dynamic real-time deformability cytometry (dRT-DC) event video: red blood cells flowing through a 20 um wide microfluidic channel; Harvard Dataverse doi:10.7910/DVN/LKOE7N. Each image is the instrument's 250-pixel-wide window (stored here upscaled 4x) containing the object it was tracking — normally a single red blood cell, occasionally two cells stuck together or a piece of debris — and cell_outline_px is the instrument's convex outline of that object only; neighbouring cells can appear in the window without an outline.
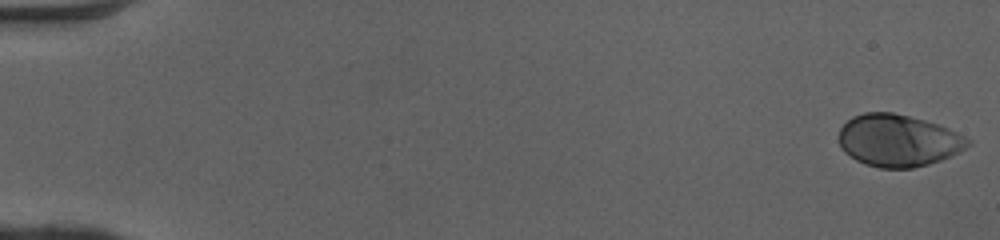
{"species": "human", "species_latin": "Homo sapiens", "temperature_condition": "cold", "stored_images_in_passage": 50, "camera_frame_rate_fps": 3000, "um_per_image_px": 0.085, "donor": {"sex": "female"}, "frame": {"image": 1, "passage_image": 1, "time_ms": 0.0, "image_size_px": [1000, 240], "cell_outline_px": [[972, 144], [940, 160], [928, 164], [912, 168], [880, 168], [856, 160], [844, 152], [840, 148], [840, 128], [852, 116], [864, 112], [892, 112], [940, 124], [972, 140]], "centroid_in_image_um": [76.34, 11.93], "position_along_channel_um": 8.7, "area_um2": 38.96}}
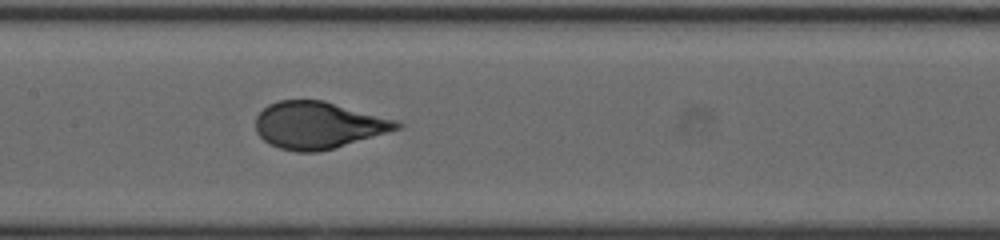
{"frame": {"image": 2, "passage_image": 26, "time_ms": 8.333, "image_size_px": [1000, 240], "cell_outline_px": [[404, 128], [320, 152], [296, 152], [280, 148], [268, 144], [256, 132], [256, 116], [268, 104], [280, 100], [324, 100], [400, 120], [404, 124]], "centroid_in_image_um": [27.11, 10.64], "position_along_channel_um": 180.3, "area_um2": 39.19}}
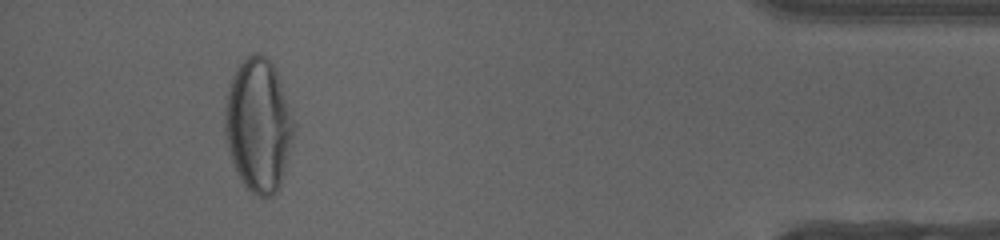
{"frame": {"image": 3, "passage_image": 47, "time_ms": 15.333, "image_size_px": [1000, 240], "cell_outline_px": [[296, 128], [284, 172], [280, 184], [276, 192], [272, 196], [256, 196], [240, 180], [232, 164], [228, 152], [224, 136], [224, 108], [232, 76], [240, 64], [248, 56], [256, 52], [260, 52], [272, 64], [276, 72], [296, 124]], "centroid_in_image_um": [21.95, 10.67], "position_along_channel_um": 413.3, "area_um2": 53.64}, "authors_computed_cell_mechanics": {"area_um2": 39.1595, "velocity_mm_per_s": 4.084, "shape_relaxation_time_tau1_ms": 4.7334, "shape_relaxation_time_tau2_ms": null, "deformation_change_tau1": 0.229, "deformation_change_tau2": null}}